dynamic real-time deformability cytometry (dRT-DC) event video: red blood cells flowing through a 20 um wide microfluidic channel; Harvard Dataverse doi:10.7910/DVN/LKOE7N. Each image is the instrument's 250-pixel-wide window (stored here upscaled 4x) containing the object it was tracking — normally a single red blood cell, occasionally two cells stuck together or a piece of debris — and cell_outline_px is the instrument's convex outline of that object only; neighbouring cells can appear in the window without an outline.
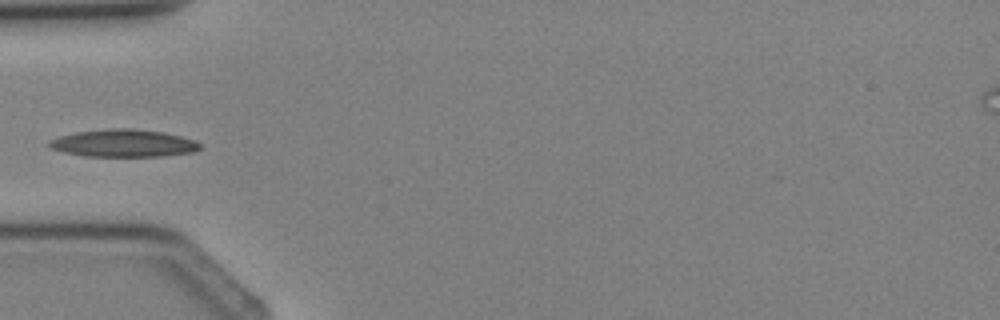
{"species": "Egyptian fruit bat (a non-hibernating species)", "species_latin": "Rousettus aegyptiacus", "temperature_condition": "cold", "stored_images_in_passage": 4, "camera_frame_rate_fps": 3000, "um_per_image_px": 0.085, "animal": {"sex": "female"}, "frame": {"image": 1, "passage_image": 4, "time_ms": 3.667, "image_size_px": [1000, 320], "cell_outline_px": [[200, 148], [192, 152], [164, 156], [84, 156], [64, 152], [52, 148], [48, 144], [48, 140], [60, 136], [76, 132], [112, 128], [132, 128], [164, 132], [196, 140], [200, 144]], "centroid_in_image_um": [10.5, 12.17], "position_along_channel_um": 74.5, "area_um2": 24.1}}